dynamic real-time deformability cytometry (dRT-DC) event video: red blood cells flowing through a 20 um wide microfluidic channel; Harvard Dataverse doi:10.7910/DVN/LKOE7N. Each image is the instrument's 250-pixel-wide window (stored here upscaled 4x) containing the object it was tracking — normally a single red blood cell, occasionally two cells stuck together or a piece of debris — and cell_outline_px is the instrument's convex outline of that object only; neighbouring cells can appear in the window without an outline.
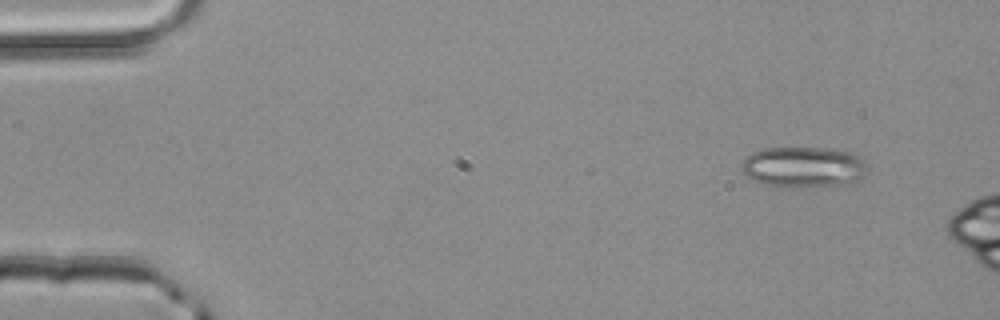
{"species": "common noctule bat (a hibernating species)", "species_latin": "Nyctalus noctula", "temperature_condition": "room temperature", "stored_images_in_passage": 2, "camera_frame_rate_fps": 3000, "um_per_image_px": 0.085, "animal": {"sex": "male", "body_mass_g": 20.4}, "frame": {"image": 1, "passage_image": 1, "time_ms": 0.0, "image_size_px": [1000, 320], "cell_outline_px": [[868, 164], [864, 176], [852, 184], [804, 188], [784, 188], [764, 184], [752, 180], [744, 176], [740, 168], [740, 164], [752, 152], [764, 148], [824, 148], [852, 152], [860, 156]], "centroid_in_image_um": [68.3, 14.23], "position_along_channel_um": 16.7, "area_um2": 30.75}}